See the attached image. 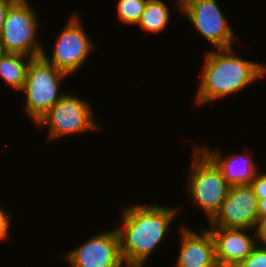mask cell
<instances>
[{"label": "cell", "mask_w": 266, "mask_h": 267, "mask_svg": "<svg viewBox=\"0 0 266 267\" xmlns=\"http://www.w3.org/2000/svg\"><path fill=\"white\" fill-rule=\"evenodd\" d=\"M176 214V208L154 204L124 208L122 226L117 229L124 266L142 267L165 238Z\"/></svg>", "instance_id": "6da1fadb"}, {"label": "cell", "mask_w": 266, "mask_h": 267, "mask_svg": "<svg viewBox=\"0 0 266 267\" xmlns=\"http://www.w3.org/2000/svg\"><path fill=\"white\" fill-rule=\"evenodd\" d=\"M218 51L206 52L196 97L199 105L237 93L266 74V65L242 59L233 47Z\"/></svg>", "instance_id": "7a4b0ae2"}, {"label": "cell", "mask_w": 266, "mask_h": 267, "mask_svg": "<svg viewBox=\"0 0 266 267\" xmlns=\"http://www.w3.org/2000/svg\"><path fill=\"white\" fill-rule=\"evenodd\" d=\"M193 148L187 184L189 198L211 220L219 211L231 186L224 179L221 170L199 146Z\"/></svg>", "instance_id": "3957f363"}, {"label": "cell", "mask_w": 266, "mask_h": 267, "mask_svg": "<svg viewBox=\"0 0 266 267\" xmlns=\"http://www.w3.org/2000/svg\"><path fill=\"white\" fill-rule=\"evenodd\" d=\"M68 74L57 69L42 56L34 57L26 72L21 92L26 94L25 111L35 124L63 96L59 85Z\"/></svg>", "instance_id": "277c9868"}, {"label": "cell", "mask_w": 266, "mask_h": 267, "mask_svg": "<svg viewBox=\"0 0 266 267\" xmlns=\"http://www.w3.org/2000/svg\"><path fill=\"white\" fill-rule=\"evenodd\" d=\"M38 29V16L28 0H16L6 14L0 36L4 53L41 56L44 49L37 39Z\"/></svg>", "instance_id": "5b68a950"}, {"label": "cell", "mask_w": 266, "mask_h": 267, "mask_svg": "<svg viewBox=\"0 0 266 267\" xmlns=\"http://www.w3.org/2000/svg\"><path fill=\"white\" fill-rule=\"evenodd\" d=\"M91 105L78 97L65 94L35 124L48 127V140L88 130L100 129L94 120Z\"/></svg>", "instance_id": "8992f818"}, {"label": "cell", "mask_w": 266, "mask_h": 267, "mask_svg": "<svg viewBox=\"0 0 266 267\" xmlns=\"http://www.w3.org/2000/svg\"><path fill=\"white\" fill-rule=\"evenodd\" d=\"M83 28L79 15L73 13L58 35L51 58L44 50L41 56L68 75L78 71L94 50V43Z\"/></svg>", "instance_id": "52a82bcc"}, {"label": "cell", "mask_w": 266, "mask_h": 267, "mask_svg": "<svg viewBox=\"0 0 266 267\" xmlns=\"http://www.w3.org/2000/svg\"><path fill=\"white\" fill-rule=\"evenodd\" d=\"M176 5L211 45L217 49L233 47L237 38L216 0H177Z\"/></svg>", "instance_id": "ba28073f"}, {"label": "cell", "mask_w": 266, "mask_h": 267, "mask_svg": "<svg viewBox=\"0 0 266 267\" xmlns=\"http://www.w3.org/2000/svg\"><path fill=\"white\" fill-rule=\"evenodd\" d=\"M258 198L250 185L231 186L219 211L208 222L211 227L256 229Z\"/></svg>", "instance_id": "9c48e42d"}, {"label": "cell", "mask_w": 266, "mask_h": 267, "mask_svg": "<svg viewBox=\"0 0 266 267\" xmlns=\"http://www.w3.org/2000/svg\"><path fill=\"white\" fill-rule=\"evenodd\" d=\"M64 259L71 267H123L125 264L117 229L97 233L65 254Z\"/></svg>", "instance_id": "30bf717a"}, {"label": "cell", "mask_w": 266, "mask_h": 267, "mask_svg": "<svg viewBox=\"0 0 266 267\" xmlns=\"http://www.w3.org/2000/svg\"><path fill=\"white\" fill-rule=\"evenodd\" d=\"M181 226V249L176 267H215L217 262L215 243L209 229L199 234Z\"/></svg>", "instance_id": "8fae6325"}, {"label": "cell", "mask_w": 266, "mask_h": 267, "mask_svg": "<svg viewBox=\"0 0 266 267\" xmlns=\"http://www.w3.org/2000/svg\"><path fill=\"white\" fill-rule=\"evenodd\" d=\"M209 231L214 239L216 260L219 262L240 263L258 244L256 232L250 236L247 234L248 229L211 227Z\"/></svg>", "instance_id": "7c38bea8"}, {"label": "cell", "mask_w": 266, "mask_h": 267, "mask_svg": "<svg viewBox=\"0 0 266 267\" xmlns=\"http://www.w3.org/2000/svg\"><path fill=\"white\" fill-rule=\"evenodd\" d=\"M221 170L222 175L230 186L250 185L258 173V165L249 155L234 154L224 158L220 150H209L207 146L199 147ZM208 148V149H207ZM218 150V151H217Z\"/></svg>", "instance_id": "4fadbf2b"}, {"label": "cell", "mask_w": 266, "mask_h": 267, "mask_svg": "<svg viewBox=\"0 0 266 267\" xmlns=\"http://www.w3.org/2000/svg\"><path fill=\"white\" fill-rule=\"evenodd\" d=\"M32 58L21 54L4 53L0 57V77L10 87L20 92L24 86L27 68Z\"/></svg>", "instance_id": "5bb4252c"}, {"label": "cell", "mask_w": 266, "mask_h": 267, "mask_svg": "<svg viewBox=\"0 0 266 267\" xmlns=\"http://www.w3.org/2000/svg\"><path fill=\"white\" fill-rule=\"evenodd\" d=\"M169 9L167 5L161 0H147V4L139 22L138 26L146 32L159 33L166 29L169 21Z\"/></svg>", "instance_id": "9a60e30c"}, {"label": "cell", "mask_w": 266, "mask_h": 267, "mask_svg": "<svg viewBox=\"0 0 266 267\" xmlns=\"http://www.w3.org/2000/svg\"><path fill=\"white\" fill-rule=\"evenodd\" d=\"M147 0H118V16L128 25H137L143 14Z\"/></svg>", "instance_id": "2e32d148"}, {"label": "cell", "mask_w": 266, "mask_h": 267, "mask_svg": "<svg viewBox=\"0 0 266 267\" xmlns=\"http://www.w3.org/2000/svg\"><path fill=\"white\" fill-rule=\"evenodd\" d=\"M240 264L242 267H266V246L256 245L252 253Z\"/></svg>", "instance_id": "e0dca14e"}, {"label": "cell", "mask_w": 266, "mask_h": 267, "mask_svg": "<svg viewBox=\"0 0 266 267\" xmlns=\"http://www.w3.org/2000/svg\"><path fill=\"white\" fill-rule=\"evenodd\" d=\"M250 186L258 199L266 198V173H257Z\"/></svg>", "instance_id": "ac0fdd59"}, {"label": "cell", "mask_w": 266, "mask_h": 267, "mask_svg": "<svg viewBox=\"0 0 266 267\" xmlns=\"http://www.w3.org/2000/svg\"><path fill=\"white\" fill-rule=\"evenodd\" d=\"M10 216L0 206V241L6 240L9 236Z\"/></svg>", "instance_id": "d6986e66"}, {"label": "cell", "mask_w": 266, "mask_h": 267, "mask_svg": "<svg viewBox=\"0 0 266 267\" xmlns=\"http://www.w3.org/2000/svg\"><path fill=\"white\" fill-rule=\"evenodd\" d=\"M255 232L257 243L260 241L263 246H266V217L259 219Z\"/></svg>", "instance_id": "ffe728a7"}, {"label": "cell", "mask_w": 266, "mask_h": 267, "mask_svg": "<svg viewBox=\"0 0 266 267\" xmlns=\"http://www.w3.org/2000/svg\"><path fill=\"white\" fill-rule=\"evenodd\" d=\"M16 0H0V36L3 29V23L6 17V14L10 8V6L15 2Z\"/></svg>", "instance_id": "44dd1931"}, {"label": "cell", "mask_w": 266, "mask_h": 267, "mask_svg": "<svg viewBox=\"0 0 266 267\" xmlns=\"http://www.w3.org/2000/svg\"><path fill=\"white\" fill-rule=\"evenodd\" d=\"M266 217V198L258 199V219Z\"/></svg>", "instance_id": "7402d4cb"}, {"label": "cell", "mask_w": 266, "mask_h": 267, "mask_svg": "<svg viewBox=\"0 0 266 267\" xmlns=\"http://www.w3.org/2000/svg\"><path fill=\"white\" fill-rule=\"evenodd\" d=\"M215 267H242L240 263L236 262H219L217 261Z\"/></svg>", "instance_id": "603a6c76"}, {"label": "cell", "mask_w": 266, "mask_h": 267, "mask_svg": "<svg viewBox=\"0 0 266 267\" xmlns=\"http://www.w3.org/2000/svg\"><path fill=\"white\" fill-rule=\"evenodd\" d=\"M4 54V51H3V48H2V45L0 44V57Z\"/></svg>", "instance_id": "cb8c5ba5"}]
</instances>
